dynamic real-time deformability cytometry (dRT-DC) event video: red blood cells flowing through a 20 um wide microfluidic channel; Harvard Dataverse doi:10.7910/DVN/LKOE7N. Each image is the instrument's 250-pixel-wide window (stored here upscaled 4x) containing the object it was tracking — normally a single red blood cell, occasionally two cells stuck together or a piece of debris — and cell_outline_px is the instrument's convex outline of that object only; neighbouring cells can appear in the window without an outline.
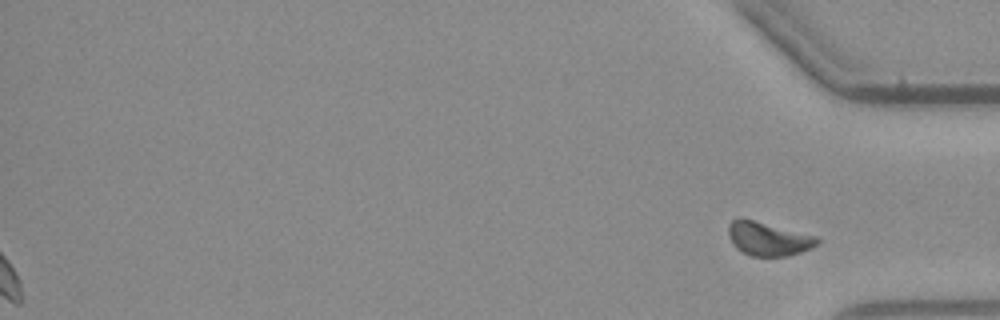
{"species": "common noctule bat (a hibernating species)", "species_latin": "Nyctalus noctula", "temperature_condition": "warm", "stored_images_in_passage": 41, "segment_of_instrument_passage": [2, 2], "camera_frame_rate_fps": 3000, "um_per_image_px": 0.085, "animal": {"sex": "male", "body_mass_g": 23.1, "forearm_length_mm": 52.7}, "frame": {"image": 1, "passage_image": 41, "time_ms": 13.333, "image_size_px": [1000, 320], "cell_outline_px": [[820, 240], [812, 248], [788, 256], [752, 256], [736, 248], [732, 244], [728, 236], [728, 224], [736, 216], [740, 216], [816, 236]], "centroid_in_image_um": [65.25, 20.27], "position_along_channel_um": 370.0, "area_um2": 17.63}}